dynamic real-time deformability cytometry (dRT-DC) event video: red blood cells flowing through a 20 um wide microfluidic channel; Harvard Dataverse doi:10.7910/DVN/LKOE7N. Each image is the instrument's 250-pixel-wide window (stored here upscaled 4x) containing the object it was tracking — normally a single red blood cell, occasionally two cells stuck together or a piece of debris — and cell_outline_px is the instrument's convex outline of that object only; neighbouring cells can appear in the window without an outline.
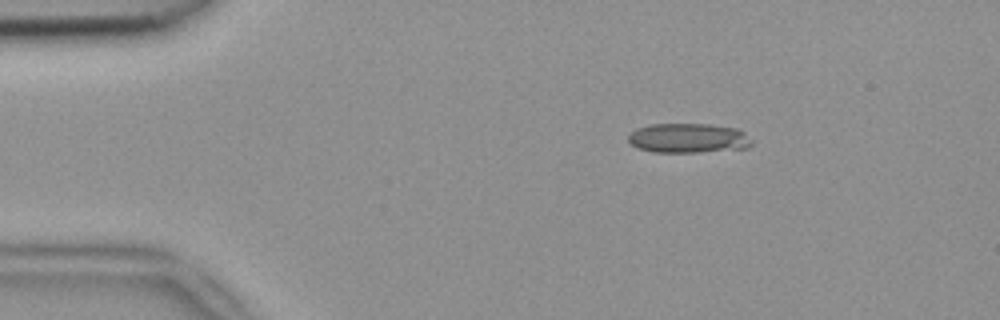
{"species": "common noctule bat (a hibernating species)", "species_latin": "Nyctalus noctula", "temperature_condition": "room temperature", "stored_images_in_passage": 3, "camera_frame_rate_fps": 3000, "um_per_image_px": 0.085, "animal": {"sex": "female", "body_mass_g": 18.4}, "frame": {"image": 1, "passage_image": 1, "time_ms": 0.0, "image_size_px": [1000, 320], "cell_outline_px": [[752, 144], [748, 148], [696, 152], [652, 152], [636, 148], [628, 140], [628, 136], [636, 128], [652, 124], [708, 124], [736, 128], [744, 132], [752, 140]], "centroid_in_image_um": [58.5, 11.74], "position_along_channel_um": 26.5, "area_um2": 21.33}}